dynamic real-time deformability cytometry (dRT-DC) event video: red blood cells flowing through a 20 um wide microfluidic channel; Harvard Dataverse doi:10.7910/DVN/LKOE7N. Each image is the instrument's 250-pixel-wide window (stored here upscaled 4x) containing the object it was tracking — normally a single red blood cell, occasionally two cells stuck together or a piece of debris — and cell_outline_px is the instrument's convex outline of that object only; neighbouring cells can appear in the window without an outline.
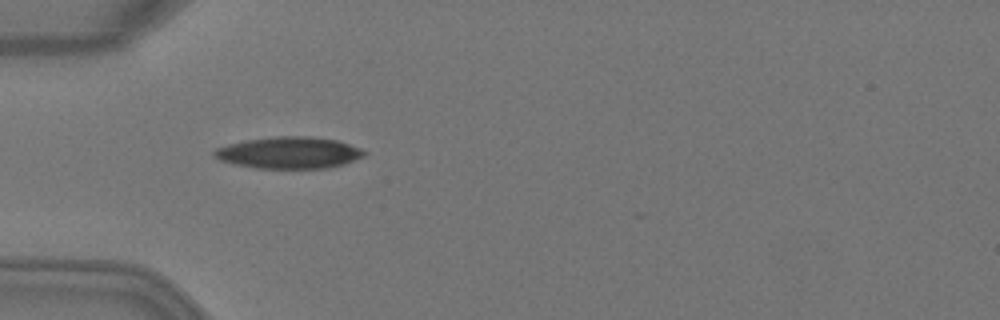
{"species": "Egyptian fruit bat (a non-hibernating species)", "species_latin": "Rousettus aegyptiacus", "temperature_condition": "warm", "stored_images_in_passage": 3, "camera_frame_rate_fps": 3000, "um_per_image_px": 0.085, "animal": {"sex": "female"}, "frame": {"image": 1, "passage_image": 2, "time_ms": 0.333, "image_size_px": [1000, 320], "cell_outline_px": [[368, 152], [364, 156], [344, 164], [328, 168], [256, 168], [236, 164], [220, 160], [212, 156], [212, 152], [216, 148], [228, 144], [244, 140], [276, 136], [308, 136], [336, 140], [360, 148]], "centroid_in_image_um": [24.55, 12.98], "position_along_channel_um": 60.4, "area_um2": 27.69}}
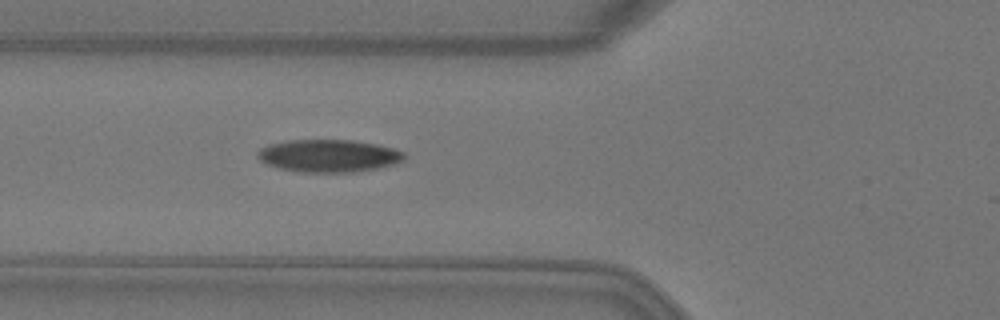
{"frame": {"image": 2, "passage_image": 3, "time_ms": 0.667, "image_size_px": [1000, 320], "cell_outline_px": [[404, 160], [380, 168], [352, 172], [300, 172], [280, 168], [268, 164], [260, 160], [256, 156], [256, 152], [260, 148], [268, 144], [288, 140], [352, 140], [376, 144], [392, 148], [404, 152]], "centroid_in_image_um": [27.91, 13.24], "position_along_channel_um": 97.9, "area_um2": 27.8}}